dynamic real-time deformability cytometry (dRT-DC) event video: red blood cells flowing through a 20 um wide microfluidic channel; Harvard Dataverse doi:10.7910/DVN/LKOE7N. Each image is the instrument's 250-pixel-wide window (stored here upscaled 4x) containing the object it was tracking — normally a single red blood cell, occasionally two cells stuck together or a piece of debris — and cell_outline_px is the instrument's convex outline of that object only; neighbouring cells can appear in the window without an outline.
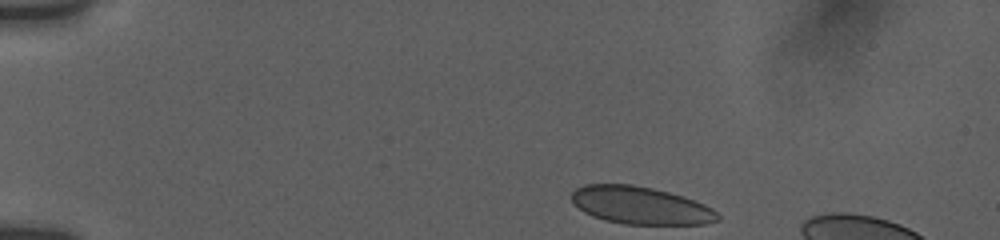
{"species": "human", "species_latin": "Homo sapiens", "temperature_condition": "room temperature", "stored_images_in_passage": 43, "camera_frame_rate_fps": 3000, "um_per_image_px": 0.085, "donor": {"sex": "female"}, "frame": {"image": 1, "passage_image": 1, "time_ms": 0.0, "image_size_px": [1000, 240], "cell_outline_px": [[720, 220], [704, 224], [624, 224], [604, 220], [592, 216], [584, 212], [572, 200], [572, 192], [576, 188], [584, 184], [632, 184], [652, 188], [684, 196], [704, 204], [712, 208], [720, 216]], "centroid_in_image_um": [54.46, 17.46], "position_along_channel_um": 30.5, "area_um2": 31.96}}
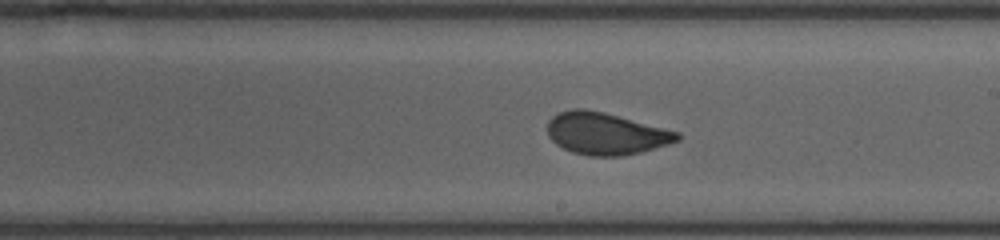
{"frame": {"image": 2, "passage_image": 24, "time_ms": 7.667, "image_size_px": [1000, 240], "cell_outline_px": [[680, 140], [668, 144], [640, 152], [620, 156], [588, 156], [572, 152], [556, 144], [548, 136], [548, 120], [552, 116], [560, 112], [572, 108], [584, 108], [604, 112], [680, 132]], "centroid_in_image_um": [51.48, 11.35], "position_along_channel_um": 237.5, "area_um2": 31.79}}
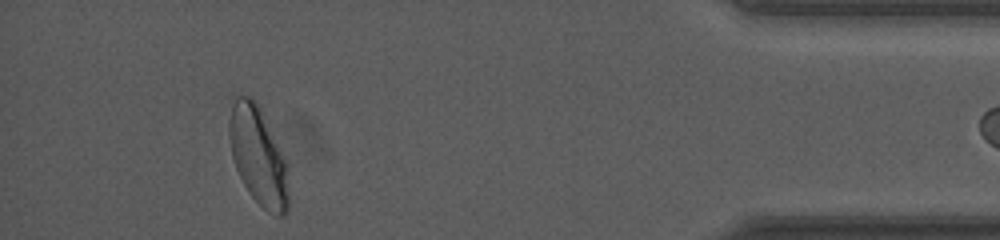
{"frame": {"image": 3, "passage_image": 42, "time_ms": 13.667, "image_size_px": [1000, 240], "cell_outline_px": [[288, 212], [284, 216], [276, 216], [268, 212], [252, 196], [244, 184], [236, 168], [232, 156], [228, 136], [228, 124], [232, 104], [236, 96], [252, 96], [260, 108], [288, 164]], "centroid_in_image_um": [21.96, 13.26], "position_along_channel_um": 413.2, "area_um2": 33.99}}